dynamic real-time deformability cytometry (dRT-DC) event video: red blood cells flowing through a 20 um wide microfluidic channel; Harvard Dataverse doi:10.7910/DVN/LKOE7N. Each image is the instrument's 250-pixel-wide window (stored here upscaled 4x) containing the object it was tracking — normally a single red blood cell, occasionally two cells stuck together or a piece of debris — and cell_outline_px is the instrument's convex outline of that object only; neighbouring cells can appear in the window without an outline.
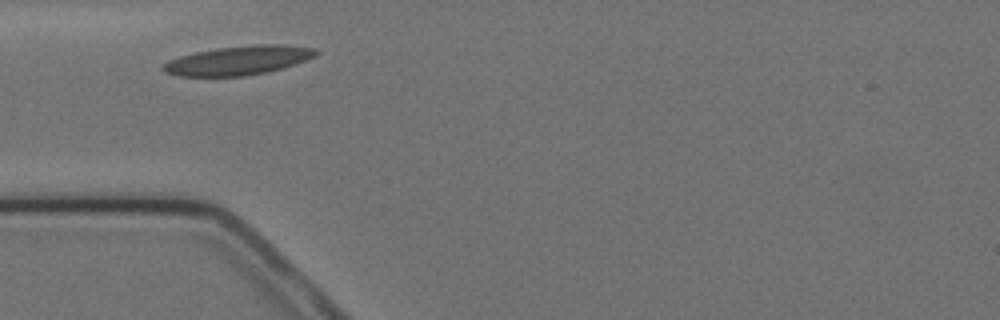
{"species": "Egyptian fruit bat (a non-hibernating species)", "species_latin": "Rousettus aegyptiacus", "temperature_condition": "cold", "stored_images_in_passage": 2, "camera_frame_rate_fps": 3000, "um_per_image_px": 0.085, "animal": {"sex": "female"}, "frame": {"image": 1, "passage_image": 1, "time_ms": 0.0, "image_size_px": [1000, 320], "cell_outline_px": [[320, 52], [316, 56], [284, 68], [268, 72], [244, 76], [176, 76], [164, 72], [160, 68], [168, 60], [180, 56], [196, 52], [216, 48], [256, 44], [280, 44], [316, 48]], "centroid_in_image_um": [20.27, 5.13], "position_along_channel_um": 64.7, "area_um2": 26.07}}
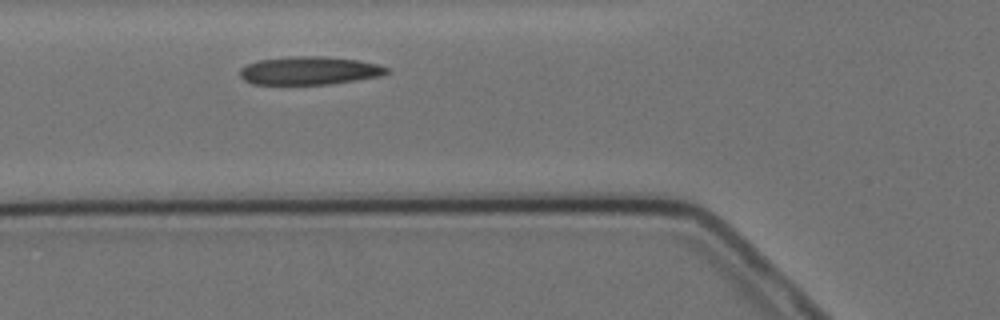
{"frame": {"image": 2, "passage_image": 2, "time_ms": 1.0, "image_size_px": [1000, 320], "cell_outline_px": [[392, 72], [380, 76], [328, 84], [252, 84], [244, 80], [240, 76], [240, 68], [248, 64], [260, 60], [292, 56], [324, 56], [356, 60], [380, 64], [388, 68]], "centroid_in_image_um": [26.32, 6.0], "position_along_channel_um": 99.5, "area_um2": 24.04}}